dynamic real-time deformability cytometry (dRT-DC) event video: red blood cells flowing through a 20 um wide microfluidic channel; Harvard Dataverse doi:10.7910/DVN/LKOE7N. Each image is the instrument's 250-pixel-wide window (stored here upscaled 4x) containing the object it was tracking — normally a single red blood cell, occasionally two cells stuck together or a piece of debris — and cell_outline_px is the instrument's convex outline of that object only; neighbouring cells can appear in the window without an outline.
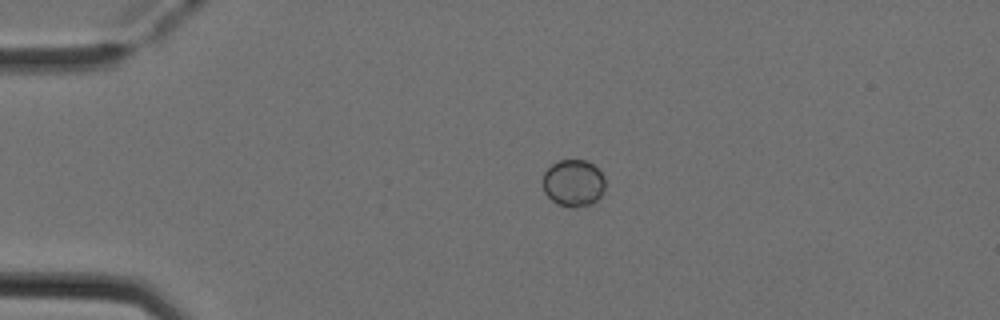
{"species": "Egyptian fruit bat (a non-hibernating species)", "species_latin": "Rousettus aegyptiacus", "temperature_condition": "cold", "stored_images_in_passage": 2, "camera_frame_rate_fps": 3000, "um_per_image_px": 0.085, "animal": {"sex": "female"}, "frame": {"image": 1, "passage_image": 1, "time_ms": 0.0, "image_size_px": [1000, 320], "cell_outline_px": [[604, 192], [592, 204], [572, 208], [560, 204], [552, 200], [544, 192], [544, 172], [552, 164], [560, 160], [584, 160], [592, 164], [604, 176]], "centroid_in_image_um": [48.75, 15.56], "position_along_channel_um": 36.2, "area_um2": 16.88}}